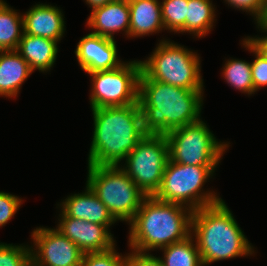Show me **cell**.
<instances>
[{
	"mask_svg": "<svg viewBox=\"0 0 267 266\" xmlns=\"http://www.w3.org/2000/svg\"><path fill=\"white\" fill-rule=\"evenodd\" d=\"M32 72L16 50L0 51V96L15 97Z\"/></svg>",
	"mask_w": 267,
	"mask_h": 266,
	"instance_id": "cell-18",
	"label": "cell"
},
{
	"mask_svg": "<svg viewBox=\"0 0 267 266\" xmlns=\"http://www.w3.org/2000/svg\"><path fill=\"white\" fill-rule=\"evenodd\" d=\"M130 9L129 36L137 37L165 29L158 0H128Z\"/></svg>",
	"mask_w": 267,
	"mask_h": 266,
	"instance_id": "cell-17",
	"label": "cell"
},
{
	"mask_svg": "<svg viewBox=\"0 0 267 266\" xmlns=\"http://www.w3.org/2000/svg\"><path fill=\"white\" fill-rule=\"evenodd\" d=\"M214 11L210 0H189L185 32L195 34L198 37L206 35L213 27Z\"/></svg>",
	"mask_w": 267,
	"mask_h": 266,
	"instance_id": "cell-21",
	"label": "cell"
},
{
	"mask_svg": "<svg viewBox=\"0 0 267 266\" xmlns=\"http://www.w3.org/2000/svg\"><path fill=\"white\" fill-rule=\"evenodd\" d=\"M23 16V32L27 35L60 41L65 22L60 9L47 4H36Z\"/></svg>",
	"mask_w": 267,
	"mask_h": 266,
	"instance_id": "cell-15",
	"label": "cell"
},
{
	"mask_svg": "<svg viewBox=\"0 0 267 266\" xmlns=\"http://www.w3.org/2000/svg\"><path fill=\"white\" fill-rule=\"evenodd\" d=\"M189 0H163L161 13L164 28L173 32H185Z\"/></svg>",
	"mask_w": 267,
	"mask_h": 266,
	"instance_id": "cell-24",
	"label": "cell"
},
{
	"mask_svg": "<svg viewBox=\"0 0 267 266\" xmlns=\"http://www.w3.org/2000/svg\"><path fill=\"white\" fill-rule=\"evenodd\" d=\"M60 206L62 207L61 216L73 217L108 228L116 222L107 207L87 184L84 193L69 196Z\"/></svg>",
	"mask_w": 267,
	"mask_h": 266,
	"instance_id": "cell-14",
	"label": "cell"
},
{
	"mask_svg": "<svg viewBox=\"0 0 267 266\" xmlns=\"http://www.w3.org/2000/svg\"><path fill=\"white\" fill-rule=\"evenodd\" d=\"M146 196L130 224L129 246L148 252L182 241L191 234L193 210ZM188 213H187V212Z\"/></svg>",
	"mask_w": 267,
	"mask_h": 266,
	"instance_id": "cell-3",
	"label": "cell"
},
{
	"mask_svg": "<svg viewBox=\"0 0 267 266\" xmlns=\"http://www.w3.org/2000/svg\"><path fill=\"white\" fill-rule=\"evenodd\" d=\"M263 57L267 59V36L245 38Z\"/></svg>",
	"mask_w": 267,
	"mask_h": 266,
	"instance_id": "cell-31",
	"label": "cell"
},
{
	"mask_svg": "<svg viewBox=\"0 0 267 266\" xmlns=\"http://www.w3.org/2000/svg\"><path fill=\"white\" fill-rule=\"evenodd\" d=\"M217 166H195L168 160L162 183L154 197L163 202L186 205L192 210L222 201L214 193H202L201 189L215 172Z\"/></svg>",
	"mask_w": 267,
	"mask_h": 266,
	"instance_id": "cell-7",
	"label": "cell"
},
{
	"mask_svg": "<svg viewBox=\"0 0 267 266\" xmlns=\"http://www.w3.org/2000/svg\"><path fill=\"white\" fill-rule=\"evenodd\" d=\"M223 69V77L228 84L244 93L256 92L252 81L251 63L245 60L230 59Z\"/></svg>",
	"mask_w": 267,
	"mask_h": 266,
	"instance_id": "cell-23",
	"label": "cell"
},
{
	"mask_svg": "<svg viewBox=\"0 0 267 266\" xmlns=\"http://www.w3.org/2000/svg\"><path fill=\"white\" fill-rule=\"evenodd\" d=\"M256 21V24H258V28L265 31L267 34V0H265L263 11L258 20Z\"/></svg>",
	"mask_w": 267,
	"mask_h": 266,
	"instance_id": "cell-32",
	"label": "cell"
},
{
	"mask_svg": "<svg viewBox=\"0 0 267 266\" xmlns=\"http://www.w3.org/2000/svg\"><path fill=\"white\" fill-rule=\"evenodd\" d=\"M199 62V57L184 46L163 40L146 61H141V66L151 80L190 90H203Z\"/></svg>",
	"mask_w": 267,
	"mask_h": 266,
	"instance_id": "cell-6",
	"label": "cell"
},
{
	"mask_svg": "<svg viewBox=\"0 0 267 266\" xmlns=\"http://www.w3.org/2000/svg\"><path fill=\"white\" fill-rule=\"evenodd\" d=\"M31 236L36 245L30 250L31 259L39 265L81 266L83 252L57 229L39 227Z\"/></svg>",
	"mask_w": 267,
	"mask_h": 266,
	"instance_id": "cell-11",
	"label": "cell"
},
{
	"mask_svg": "<svg viewBox=\"0 0 267 266\" xmlns=\"http://www.w3.org/2000/svg\"><path fill=\"white\" fill-rule=\"evenodd\" d=\"M191 231L203 266L253 254L252 246L223 200L193 210Z\"/></svg>",
	"mask_w": 267,
	"mask_h": 266,
	"instance_id": "cell-4",
	"label": "cell"
},
{
	"mask_svg": "<svg viewBox=\"0 0 267 266\" xmlns=\"http://www.w3.org/2000/svg\"><path fill=\"white\" fill-rule=\"evenodd\" d=\"M27 266H41V265L30 259Z\"/></svg>",
	"mask_w": 267,
	"mask_h": 266,
	"instance_id": "cell-34",
	"label": "cell"
},
{
	"mask_svg": "<svg viewBox=\"0 0 267 266\" xmlns=\"http://www.w3.org/2000/svg\"><path fill=\"white\" fill-rule=\"evenodd\" d=\"M169 160L195 166H217L228 144L219 143L201 119L165 134Z\"/></svg>",
	"mask_w": 267,
	"mask_h": 266,
	"instance_id": "cell-8",
	"label": "cell"
},
{
	"mask_svg": "<svg viewBox=\"0 0 267 266\" xmlns=\"http://www.w3.org/2000/svg\"><path fill=\"white\" fill-rule=\"evenodd\" d=\"M141 61L123 63L111 70L88 73L92 78L91 109L128 106L139 102Z\"/></svg>",
	"mask_w": 267,
	"mask_h": 266,
	"instance_id": "cell-10",
	"label": "cell"
},
{
	"mask_svg": "<svg viewBox=\"0 0 267 266\" xmlns=\"http://www.w3.org/2000/svg\"><path fill=\"white\" fill-rule=\"evenodd\" d=\"M87 25L93 34L114 39L113 34L124 30L129 36L130 9L128 0H113L102 7L92 10Z\"/></svg>",
	"mask_w": 267,
	"mask_h": 266,
	"instance_id": "cell-16",
	"label": "cell"
},
{
	"mask_svg": "<svg viewBox=\"0 0 267 266\" xmlns=\"http://www.w3.org/2000/svg\"><path fill=\"white\" fill-rule=\"evenodd\" d=\"M243 45L256 55V59L251 63V72L254 90L257 91L260 87L267 86V59L263 57L246 39H244Z\"/></svg>",
	"mask_w": 267,
	"mask_h": 266,
	"instance_id": "cell-27",
	"label": "cell"
},
{
	"mask_svg": "<svg viewBox=\"0 0 267 266\" xmlns=\"http://www.w3.org/2000/svg\"><path fill=\"white\" fill-rule=\"evenodd\" d=\"M113 0H86V3L92 7V10L102 7L107 3H110Z\"/></svg>",
	"mask_w": 267,
	"mask_h": 266,
	"instance_id": "cell-33",
	"label": "cell"
},
{
	"mask_svg": "<svg viewBox=\"0 0 267 266\" xmlns=\"http://www.w3.org/2000/svg\"><path fill=\"white\" fill-rule=\"evenodd\" d=\"M229 3L232 7L239 8V10H245L246 12H250L255 16V19L258 20L260 17L265 0H225V2Z\"/></svg>",
	"mask_w": 267,
	"mask_h": 266,
	"instance_id": "cell-30",
	"label": "cell"
},
{
	"mask_svg": "<svg viewBox=\"0 0 267 266\" xmlns=\"http://www.w3.org/2000/svg\"><path fill=\"white\" fill-rule=\"evenodd\" d=\"M125 266H164L161 258L133 250L125 258Z\"/></svg>",
	"mask_w": 267,
	"mask_h": 266,
	"instance_id": "cell-29",
	"label": "cell"
},
{
	"mask_svg": "<svg viewBox=\"0 0 267 266\" xmlns=\"http://www.w3.org/2000/svg\"><path fill=\"white\" fill-rule=\"evenodd\" d=\"M193 236L160 248L164 250V266H203L197 244H193Z\"/></svg>",
	"mask_w": 267,
	"mask_h": 266,
	"instance_id": "cell-22",
	"label": "cell"
},
{
	"mask_svg": "<svg viewBox=\"0 0 267 266\" xmlns=\"http://www.w3.org/2000/svg\"><path fill=\"white\" fill-rule=\"evenodd\" d=\"M87 185L116 221L130 223L146 197L119 165H88Z\"/></svg>",
	"mask_w": 267,
	"mask_h": 266,
	"instance_id": "cell-5",
	"label": "cell"
},
{
	"mask_svg": "<svg viewBox=\"0 0 267 266\" xmlns=\"http://www.w3.org/2000/svg\"><path fill=\"white\" fill-rule=\"evenodd\" d=\"M31 248L0 243V266H27Z\"/></svg>",
	"mask_w": 267,
	"mask_h": 266,
	"instance_id": "cell-25",
	"label": "cell"
},
{
	"mask_svg": "<svg viewBox=\"0 0 267 266\" xmlns=\"http://www.w3.org/2000/svg\"><path fill=\"white\" fill-rule=\"evenodd\" d=\"M125 258L116 252L114 246L102 252L83 253L81 266H125Z\"/></svg>",
	"mask_w": 267,
	"mask_h": 266,
	"instance_id": "cell-26",
	"label": "cell"
},
{
	"mask_svg": "<svg viewBox=\"0 0 267 266\" xmlns=\"http://www.w3.org/2000/svg\"><path fill=\"white\" fill-rule=\"evenodd\" d=\"M203 90H190L151 80L143 71L139 79V104L146 134L165 135L200 120Z\"/></svg>",
	"mask_w": 267,
	"mask_h": 266,
	"instance_id": "cell-1",
	"label": "cell"
},
{
	"mask_svg": "<svg viewBox=\"0 0 267 266\" xmlns=\"http://www.w3.org/2000/svg\"><path fill=\"white\" fill-rule=\"evenodd\" d=\"M125 160L127 165L121 169L146 196H154L169 160L166 136L146 134Z\"/></svg>",
	"mask_w": 267,
	"mask_h": 266,
	"instance_id": "cell-9",
	"label": "cell"
},
{
	"mask_svg": "<svg viewBox=\"0 0 267 266\" xmlns=\"http://www.w3.org/2000/svg\"><path fill=\"white\" fill-rule=\"evenodd\" d=\"M21 203L22 200L17 196L0 192V227L15 215Z\"/></svg>",
	"mask_w": 267,
	"mask_h": 266,
	"instance_id": "cell-28",
	"label": "cell"
},
{
	"mask_svg": "<svg viewBox=\"0 0 267 266\" xmlns=\"http://www.w3.org/2000/svg\"><path fill=\"white\" fill-rule=\"evenodd\" d=\"M94 131L88 165L118 166L146 135L139 102L92 109Z\"/></svg>",
	"mask_w": 267,
	"mask_h": 266,
	"instance_id": "cell-2",
	"label": "cell"
},
{
	"mask_svg": "<svg viewBox=\"0 0 267 266\" xmlns=\"http://www.w3.org/2000/svg\"><path fill=\"white\" fill-rule=\"evenodd\" d=\"M20 28L23 31V16L0 0V51L17 49L24 33Z\"/></svg>",
	"mask_w": 267,
	"mask_h": 266,
	"instance_id": "cell-20",
	"label": "cell"
},
{
	"mask_svg": "<svg viewBox=\"0 0 267 266\" xmlns=\"http://www.w3.org/2000/svg\"><path fill=\"white\" fill-rule=\"evenodd\" d=\"M75 54L79 65L87 73L111 70L123 64L117 58L115 39L93 33L78 42Z\"/></svg>",
	"mask_w": 267,
	"mask_h": 266,
	"instance_id": "cell-13",
	"label": "cell"
},
{
	"mask_svg": "<svg viewBox=\"0 0 267 266\" xmlns=\"http://www.w3.org/2000/svg\"><path fill=\"white\" fill-rule=\"evenodd\" d=\"M16 51L27 61L32 71H48L57 57V41L23 33Z\"/></svg>",
	"mask_w": 267,
	"mask_h": 266,
	"instance_id": "cell-19",
	"label": "cell"
},
{
	"mask_svg": "<svg viewBox=\"0 0 267 266\" xmlns=\"http://www.w3.org/2000/svg\"><path fill=\"white\" fill-rule=\"evenodd\" d=\"M56 228L74 242L83 253L102 252L115 246L109 228L68 216H61Z\"/></svg>",
	"mask_w": 267,
	"mask_h": 266,
	"instance_id": "cell-12",
	"label": "cell"
}]
</instances>
